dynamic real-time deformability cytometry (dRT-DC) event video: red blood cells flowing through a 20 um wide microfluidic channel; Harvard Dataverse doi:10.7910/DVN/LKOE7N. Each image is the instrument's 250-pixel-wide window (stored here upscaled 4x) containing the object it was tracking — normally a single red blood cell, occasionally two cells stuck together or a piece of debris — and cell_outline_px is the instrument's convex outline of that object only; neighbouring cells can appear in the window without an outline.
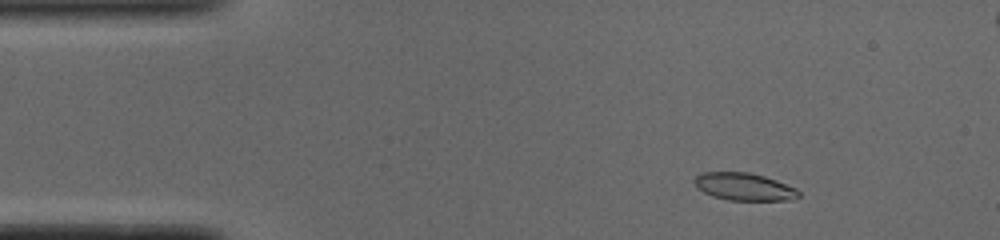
{"species": "common noctule bat (a hibernating species)", "species_latin": "Nyctalus noctula", "temperature_condition": "cold", "stored_images_in_passage": 50, "camera_frame_rate_fps": 3000, "um_per_image_px": 0.085, "animal": {"sex": "male", "body_mass_g": 19.0, "forearm_length_mm": 50.8}, "frame": {"image": 1, "passage_image": 5, "time_ms": 1.333, "image_size_px": [1000, 240], "cell_outline_px": [[800, 196], [792, 200], [728, 200], [712, 196], [696, 188], [692, 180], [700, 172], [748, 172], [764, 176], [776, 180], [796, 188], [800, 192]], "centroid_in_image_um": [63.22, 15.87], "position_along_channel_um": 21.8, "area_um2": 16.88}}
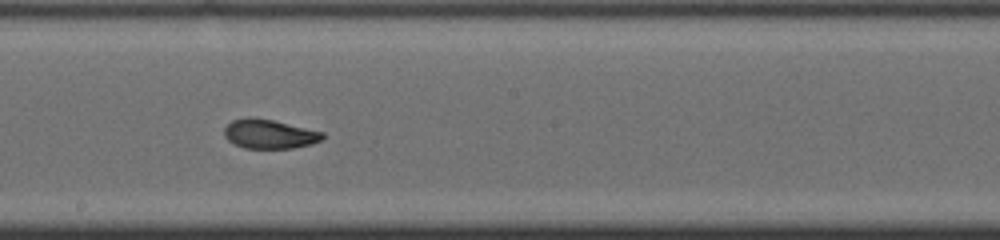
{"frame": {"image": 2, "passage_image": 26, "time_ms": 8.333, "image_size_px": [1000, 240], "cell_outline_px": [[324, 136], [320, 140], [312, 144], [292, 148], [244, 148], [228, 140], [224, 136], [224, 128], [232, 120], [248, 116], [252, 116], [272, 120], [324, 132]], "centroid_in_image_um": [22.87, 11.38], "position_along_channel_um": 225.3, "area_um2": 16.7}}
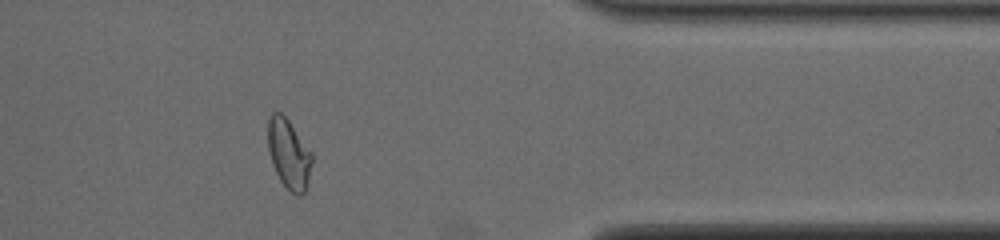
{"frame": {"image": 3, "passage_image": 40, "time_ms": 13.0, "image_size_px": [1000, 240], "cell_outline_px": [[312, 164], [308, 180], [304, 192], [300, 196], [296, 196], [280, 180], [272, 164], [268, 148], [268, 120], [272, 112], [280, 112], [288, 120], [312, 152]], "centroid_in_image_um": [24.55, 13.08], "position_along_channel_um": 386.9, "area_um2": 17.69}, "authors_computed_cell_mechanics": {"area_um2": 17.4845, "velocity_mm_per_s": 3.8985, "shape_relaxation_time_tau1_ms": 8.6053, "shape_relaxation_time_tau2_ms": 1.5331, "deformation_change_tau1": 0.2364, "deformation_change_tau2": 0.0673}}